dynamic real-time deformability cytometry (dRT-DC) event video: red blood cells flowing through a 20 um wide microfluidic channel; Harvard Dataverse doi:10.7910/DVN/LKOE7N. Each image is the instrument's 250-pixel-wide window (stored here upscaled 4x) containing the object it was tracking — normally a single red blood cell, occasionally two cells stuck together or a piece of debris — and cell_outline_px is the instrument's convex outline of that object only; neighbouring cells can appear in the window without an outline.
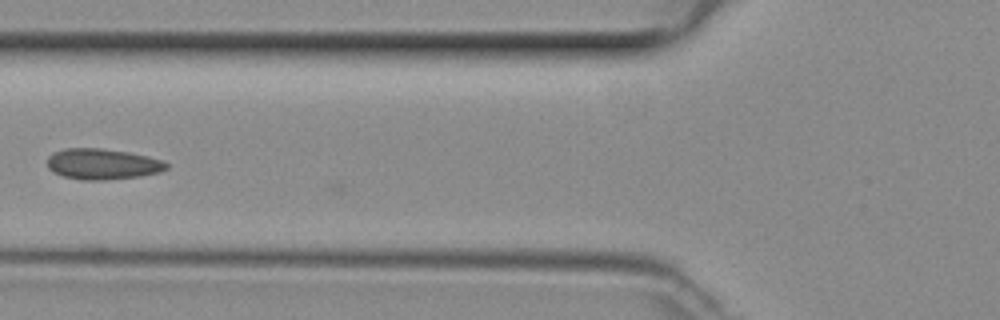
{"species": "common noctule bat (a hibernating species)", "species_latin": "Nyctalus noctula", "temperature_condition": "room temperature", "stored_images_in_passage": 14, "camera_frame_rate_fps": 3000, "um_per_image_px": 0.085, "animal": {"sex": "female", "body_mass_g": 29.2, "forearm_length_mm": 56.3}, "frame": {"image": 1, "passage_image": 12, "time_ms": 3.667, "image_size_px": [1000, 320], "cell_outline_px": [[168, 168], [160, 172], [140, 176], [104, 180], [80, 180], [64, 176], [52, 172], [48, 168], [48, 156], [52, 152], [64, 148], [100, 148], [128, 152], [148, 156], [164, 160], [168, 164]], "centroid_in_image_um": [8.71, 13.94], "position_along_channel_um": 117.1, "area_um2": 21.56}}